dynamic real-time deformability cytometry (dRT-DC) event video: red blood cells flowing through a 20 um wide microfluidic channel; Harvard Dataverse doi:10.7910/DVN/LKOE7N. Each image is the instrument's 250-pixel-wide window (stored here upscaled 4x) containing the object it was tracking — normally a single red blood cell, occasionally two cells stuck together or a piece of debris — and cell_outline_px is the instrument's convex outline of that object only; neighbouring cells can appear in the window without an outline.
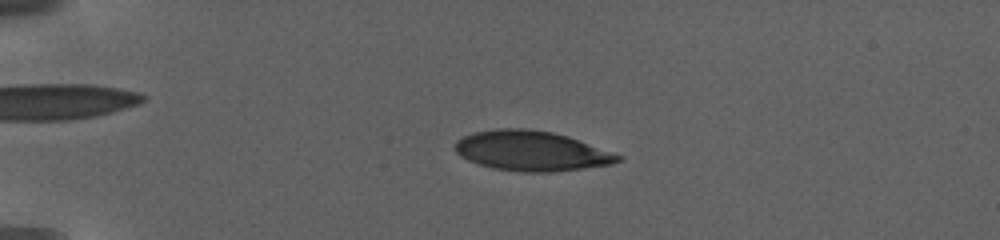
{"species": "human", "species_latin": "Homo sapiens", "temperature_condition": "warm", "stored_images_in_passage": 76, "camera_frame_rate_fps": 3000, "um_per_image_px": 0.085, "donor": {"sex": "female"}, "frame": {"image": 1, "passage_image": 22, "time_ms": 6.0, "image_size_px": [1000, 240], "cell_outline_px": [[624, 156], [620, 160], [612, 164], [584, 168], [552, 172], [520, 172], [492, 168], [468, 160], [460, 156], [456, 152], [456, 140], [472, 132], [496, 128], [524, 128], [552, 132], [568, 136]], "centroid_in_image_um": [45.17, 12.82], "position_along_channel_um": 39.8, "area_um2": 37.97}}
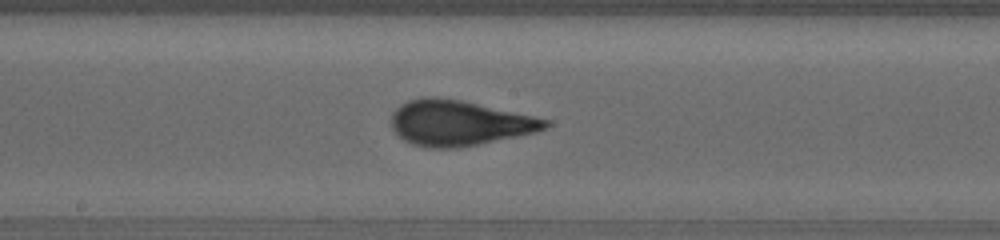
{"frame": {"image": 2, "passage_image": 46, "time_ms": 13.667, "image_size_px": [1000, 240], "cell_outline_px": [[552, 124], [548, 128], [536, 132], [456, 148], [428, 148], [412, 144], [404, 140], [392, 128], [392, 112], [400, 104], [408, 100], [436, 96], [460, 100], [532, 116], [548, 120]], "centroid_in_image_um": [38.99, 10.45], "position_along_channel_um": 209.2, "area_um2": 40.17}}
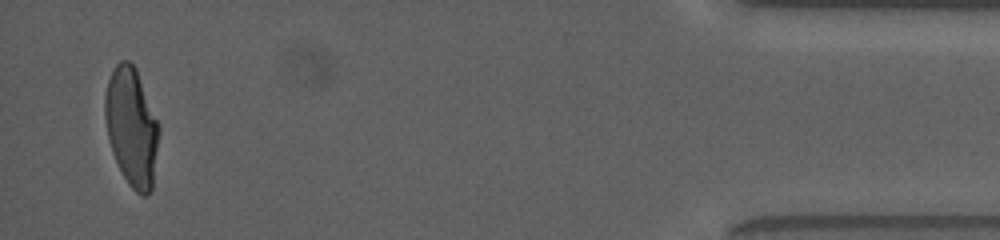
{"frame": {"image": 3, "passage_image": 73, "time_ms": 23.333, "image_size_px": [1000, 240], "cell_outline_px": [[160, 132], [152, 188], [148, 196], [140, 196], [128, 184], [112, 152], [108, 140], [104, 116], [104, 96], [108, 80], [116, 64], [120, 60], [128, 60], [136, 68], [160, 128]], "centroid_in_image_um": [11.18, 10.8], "position_along_channel_um": 424.0, "area_um2": 37.28}, "authors_computed_cell_mechanics": {"area_um2": 37.6278, "velocity_mm_per_s": 2.9358, "shape_relaxation_time_tau1_ms": 7.0393, "shape_relaxation_time_tau2_ms": null, "deformation_change_tau1": 0.2383, "deformation_change_tau2": null}}